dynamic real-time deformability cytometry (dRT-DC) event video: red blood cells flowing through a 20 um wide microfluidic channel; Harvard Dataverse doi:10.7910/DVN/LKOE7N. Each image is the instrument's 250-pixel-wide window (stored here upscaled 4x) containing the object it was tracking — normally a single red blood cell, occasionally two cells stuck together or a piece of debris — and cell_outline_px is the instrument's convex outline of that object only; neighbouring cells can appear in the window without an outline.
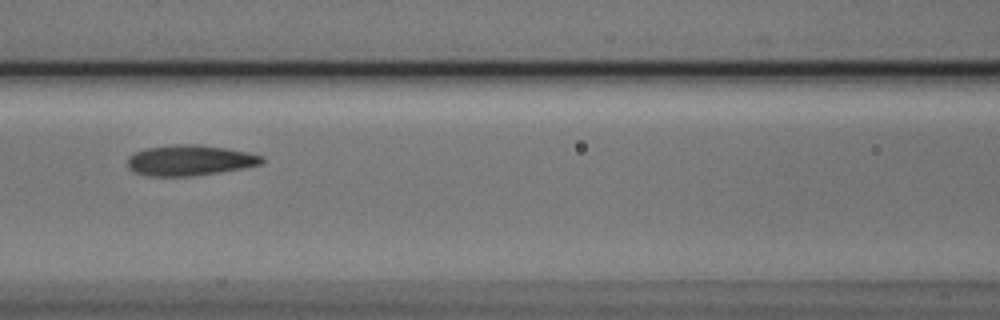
{"species": "Egyptian fruit bat (a non-hibernating species)", "species_latin": "Rousettus aegyptiacus", "temperature_condition": "cold", "stored_images_in_passage": 7, "camera_frame_rate_fps": 3000, "um_per_image_px": 0.085, "animal": {"sex": "male"}, "frame": {"image": 1, "passage_image": 4, "time_ms": 1.0, "image_size_px": [1000, 320], "cell_outline_px": [[264, 160], [260, 164], [240, 168], [192, 176], [148, 176], [132, 172], [128, 168], [128, 156], [144, 148], [176, 144], [200, 144], [248, 152], [264, 156]], "centroid_in_image_um": [16.08, 13.62], "position_along_channel_um": 150.5, "area_um2": 23.87}}
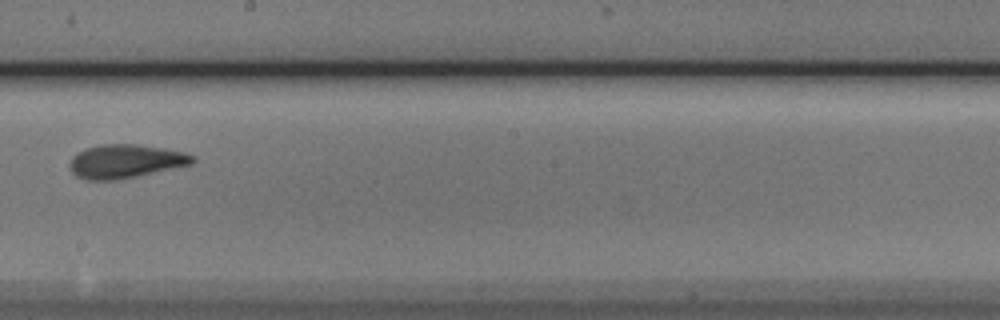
{"frame": {"image": 2, "passage_image": 6, "time_ms": 1.667, "image_size_px": [1000, 320], "cell_outline_px": [[196, 160], [192, 164], [136, 176], [116, 180], [88, 180], [76, 176], [72, 172], [68, 164], [72, 156], [88, 148], [100, 144], [136, 144], [164, 148], [184, 152], [196, 156]], "centroid_in_image_um": [10.67, 13.71], "position_along_channel_um": 237.5, "area_um2": 24.04}}
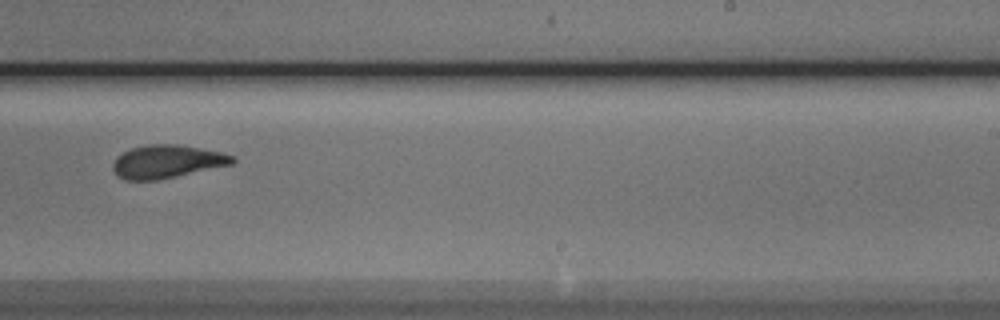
{"frame": {"image": 3, "passage_image": 7, "time_ms": 2.0, "image_size_px": [1000, 320], "cell_outline_px": [[236, 160], [232, 164], [176, 176], [156, 180], [124, 180], [116, 176], [112, 168], [112, 164], [116, 156], [132, 148], [148, 144], [176, 144], [200, 148], [220, 152], [236, 156]], "centroid_in_image_um": [14.16, 13.73], "position_along_channel_um": 274.8, "area_um2": 23.06}}